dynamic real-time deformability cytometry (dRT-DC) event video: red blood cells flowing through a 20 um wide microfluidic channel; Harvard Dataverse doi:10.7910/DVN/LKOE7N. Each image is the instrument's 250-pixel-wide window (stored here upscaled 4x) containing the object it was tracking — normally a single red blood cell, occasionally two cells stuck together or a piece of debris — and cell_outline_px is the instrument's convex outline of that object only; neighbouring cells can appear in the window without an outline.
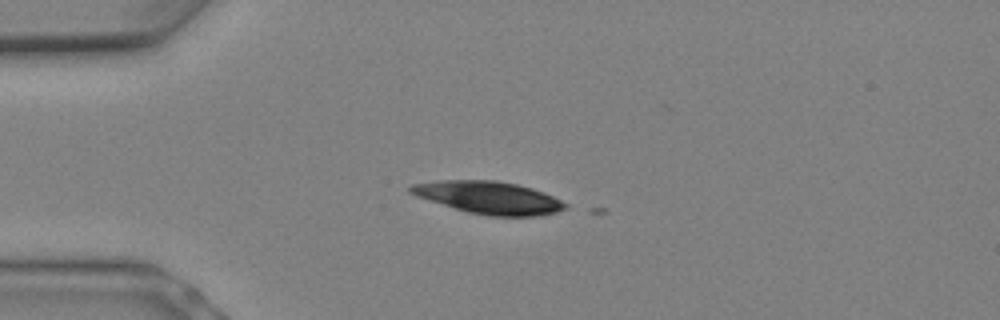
{"species": "Egyptian fruit bat (a non-hibernating species)", "species_latin": "Rousettus aegyptiacus", "temperature_condition": "warm", "stored_images_in_passage": 4, "camera_frame_rate_fps": 3000, "um_per_image_px": 0.085, "animal": {"sex": "female"}, "frame": {"image": 1, "passage_image": 1, "time_ms": 0.0, "image_size_px": [1000, 320], "cell_outline_px": [[568, 208], [556, 212], [540, 216], [492, 216], [468, 212], [416, 196], [408, 192], [408, 188], [412, 184], [440, 180], [496, 180], [516, 184], [532, 188], [544, 192], [568, 204]], "centroid_in_image_um": [41.57, 16.79], "position_along_channel_um": 43.4, "area_um2": 29.19}}